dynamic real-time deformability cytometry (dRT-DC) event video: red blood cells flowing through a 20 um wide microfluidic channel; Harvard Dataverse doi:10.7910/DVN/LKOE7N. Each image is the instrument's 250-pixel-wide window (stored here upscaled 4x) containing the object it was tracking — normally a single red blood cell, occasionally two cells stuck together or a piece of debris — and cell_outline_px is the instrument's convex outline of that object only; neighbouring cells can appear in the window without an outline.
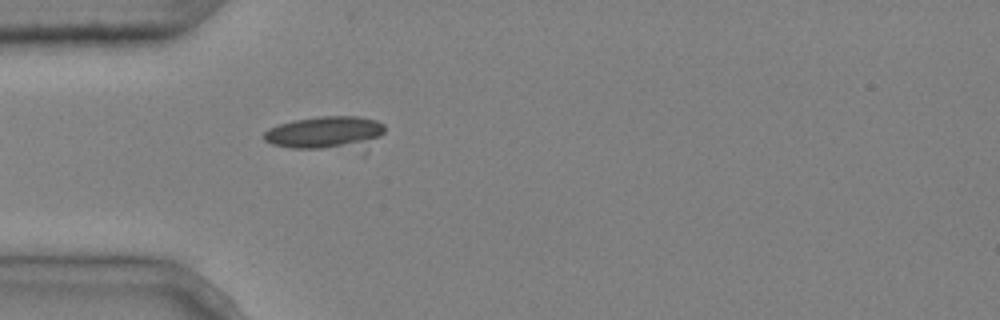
{"species": "common noctule bat (a hibernating species)", "species_latin": "Nyctalus noctula", "temperature_condition": "cold", "stored_images_in_passage": 6, "camera_frame_rate_fps": 3000, "um_per_image_px": 0.085, "animal": {"sex": "male", "body_mass_g": 20.4}, "frame": {"image": 1, "passage_image": 6, "time_ms": 1.667, "image_size_px": [1000, 320], "cell_outline_px": [[384, 132], [380, 136], [356, 144], [320, 148], [292, 148], [272, 144], [264, 140], [264, 132], [268, 128], [292, 120], [320, 116], [356, 116], [376, 120], [384, 124]], "centroid_in_image_um": [27.54, 11.21], "position_along_channel_um": 57.5, "area_um2": 21.96}}